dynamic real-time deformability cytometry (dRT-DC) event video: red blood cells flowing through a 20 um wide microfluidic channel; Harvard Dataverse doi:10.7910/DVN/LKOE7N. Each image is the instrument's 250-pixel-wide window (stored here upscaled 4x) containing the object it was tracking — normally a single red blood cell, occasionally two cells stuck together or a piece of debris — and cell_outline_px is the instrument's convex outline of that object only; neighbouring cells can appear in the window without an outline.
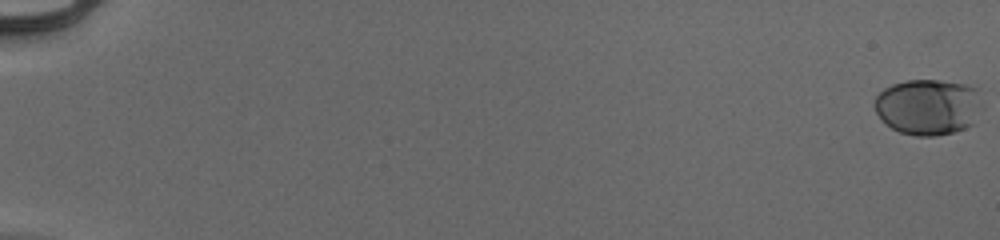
{"species": "human", "species_latin": "Homo sapiens", "temperature_condition": "cold", "stored_images_in_passage": 56, "camera_frame_rate_fps": 3000, "um_per_image_px": 0.085, "donor": {"sex": "male"}, "frame": {"image": 1, "passage_image": 1, "time_ms": 0.0, "image_size_px": [1000, 240], "cell_outline_px": [[980, 104], [972, 124], [964, 128], [952, 132], [936, 136], [916, 136], [900, 132], [892, 128], [876, 112], [872, 100], [884, 88], [892, 84], [908, 80], [940, 80], [968, 84], [980, 88]], "centroid_in_image_um": [78.88, 9.06], "position_along_channel_um": 6.1, "area_um2": 35.08}}
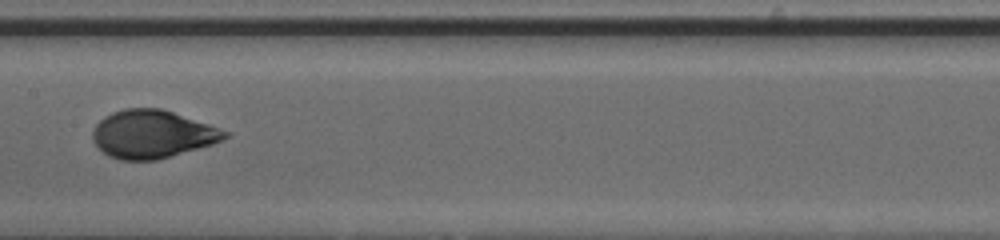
{"frame": {"image": 2, "passage_image": 32, "time_ms": 10.333, "image_size_px": [1000, 240], "cell_outline_px": [[232, 136], [212, 144], [156, 160], [120, 160], [108, 156], [92, 140], [92, 132], [96, 124], [104, 116], [112, 112], [124, 108], [160, 108], [232, 132]], "centroid_in_image_um": [12.95, 11.4], "position_along_channel_um": 194.5, "area_um2": 36.88}}
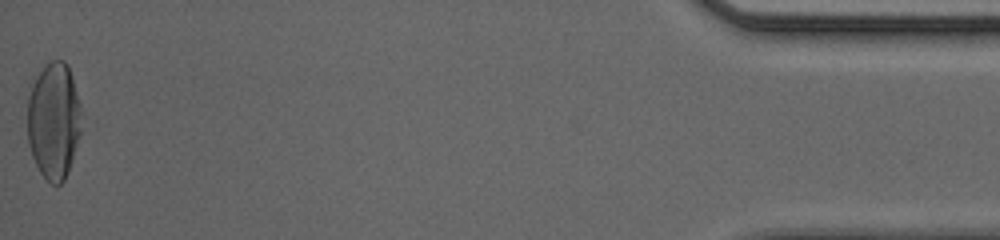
{"frame": {"image": 3, "passage_image": 56, "time_ms": 18.333, "image_size_px": [1000, 240], "cell_outline_px": [[80, 132], [68, 172], [64, 180], [60, 184], [52, 184], [40, 172], [32, 156], [28, 144], [28, 84], [44, 64], [52, 60], [64, 60], [68, 64], [72, 76], [80, 104]], "centroid_in_image_um": [4.54, 10.19], "position_along_channel_um": 430.7, "area_um2": 37.05}, "authors_computed_cell_mechanics": {"area_um2": 35.7204, "velocity_mm_per_s": 3.9769, "shape_relaxation_time_tau1_ms": 4.3416, "shape_relaxation_time_tau2_ms": null, "deformation_change_tau1": 0.1832, "deformation_change_tau2": null}}